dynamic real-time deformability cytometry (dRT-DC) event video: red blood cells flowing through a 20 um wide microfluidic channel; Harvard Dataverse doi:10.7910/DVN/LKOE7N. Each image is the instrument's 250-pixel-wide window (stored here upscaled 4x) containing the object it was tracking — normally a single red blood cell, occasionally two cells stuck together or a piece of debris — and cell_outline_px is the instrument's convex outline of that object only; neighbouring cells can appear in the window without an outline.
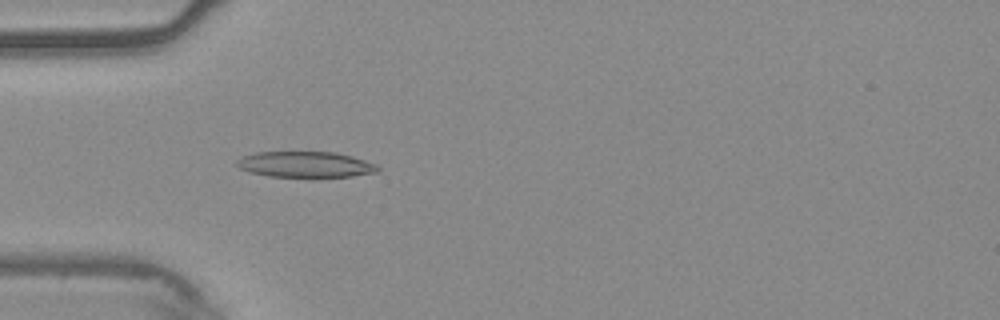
{"species": "common noctule bat (a hibernating species)", "species_latin": "Nyctalus noctula", "temperature_condition": "warm", "stored_images_in_passage": 17, "camera_frame_rate_fps": 3000, "um_per_image_px": 0.085, "animal": {"sex": "male", "body_mass_g": 20.4}, "frame": {"image": 1, "passage_image": 17, "time_ms": 5.333, "image_size_px": [1000, 320], "cell_outline_px": [[380, 168], [376, 172], [352, 176], [312, 180], [268, 176], [248, 172], [240, 168], [236, 164], [236, 160], [240, 156], [256, 152], [336, 152], [352, 156], [376, 164]], "centroid_in_image_um": [25.94, 14.02], "position_along_channel_um": 59.1, "area_um2": 22.31}}